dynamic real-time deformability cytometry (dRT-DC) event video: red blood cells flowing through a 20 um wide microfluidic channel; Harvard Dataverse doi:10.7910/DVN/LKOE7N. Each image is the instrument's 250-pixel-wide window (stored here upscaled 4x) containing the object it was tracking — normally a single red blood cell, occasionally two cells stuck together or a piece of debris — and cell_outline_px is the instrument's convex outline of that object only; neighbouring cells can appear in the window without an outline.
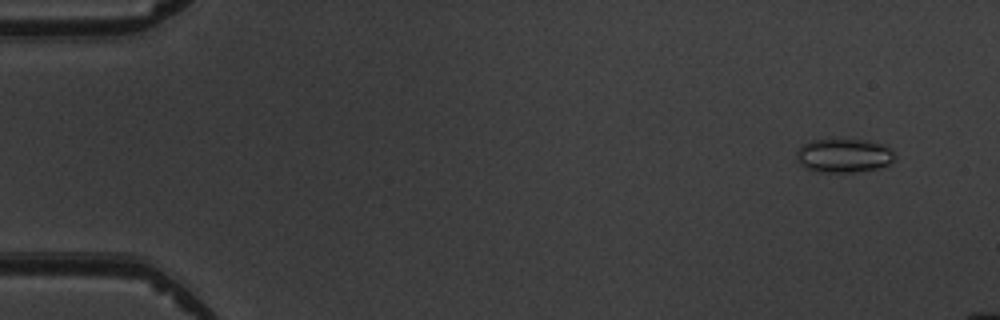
{"species": "common noctule bat (a hibernating species)", "species_latin": "Nyctalus noctula", "temperature_condition": "warm", "stored_images_in_passage": 5, "camera_frame_rate_fps": 3000, "um_per_image_px": 0.085, "animal": {"sex": "male", "body_mass_g": 19.5, "forearm_length_mm": 54.6}, "frame": {"image": 1, "passage_image": 2, "time_ms": 1.0, "image_size_px": [1000, 320], "cell_outline_px": [[896, 156], [888, 164], [880, 168], [856, 172], [820, 172], [804, 168], [796, 160], [796, 152], [804, 144], [812, 140], [868, 140], [884, 144]], "centroid_in_image_um": [71.71, 13.24], "position_along_channel_um": 13.3, "area_um2": 19.36}}